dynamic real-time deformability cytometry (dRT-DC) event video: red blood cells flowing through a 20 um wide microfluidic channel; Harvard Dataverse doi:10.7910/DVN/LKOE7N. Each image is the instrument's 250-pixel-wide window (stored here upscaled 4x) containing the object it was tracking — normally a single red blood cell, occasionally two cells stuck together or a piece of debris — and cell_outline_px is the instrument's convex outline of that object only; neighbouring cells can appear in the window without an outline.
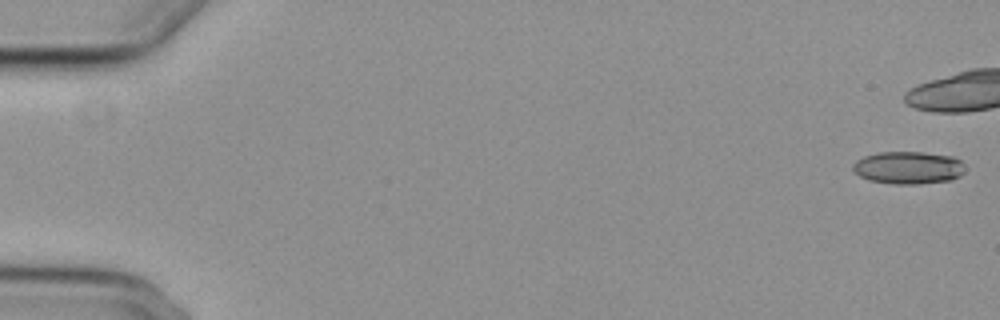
{"species": "common noctule bat (a hibernating species)", "species_latin": "Nyctalus noctula", "temperature_condition": "cold", "stored_images_in_passage": 44, "camera_frame_rate_fps": 3000, "um_per_image_px": 0.085, "animal": {"sex": "female", "body_mass_g": 29.2, "forearm_length_mm": 56.3}, "frame": {"image": 1, "passage_image": 1, "time_ms": 0.0, "image_size_px": [1000, 320], "cell_outline_px": [[968, 168], [960, 176], [952, 180], [920, 184], [896, 184], [868, 180], [860, 176], [852, 168], [852, 164], [856, 160], [864, 156], [876, 152], [924, 152], [952, 156], [960, 160]], "centroid_in_image_um": [77.24, 14.25], "position_along_channel_um": 7.8, "area_um2": 21.62}}
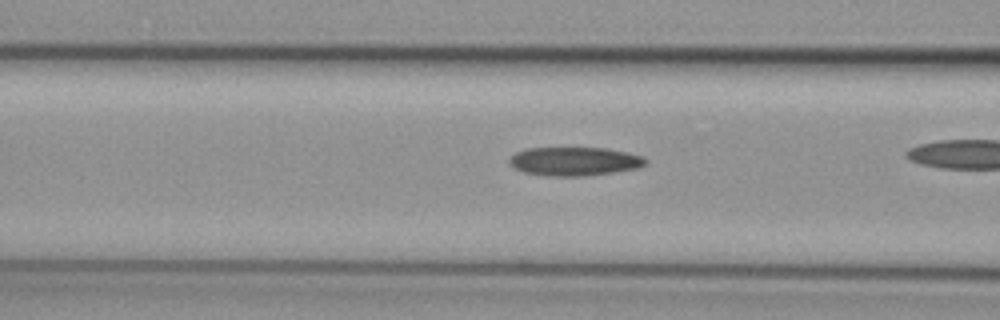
{"frame": {"image": 2, "passage_image": 23, "time_ms": 7.333, "image_size_px": [1000, 320], "cell_outline_px": [[648, 160], [640, 168], [612, 172], [580, 176], [548, 176], [524, 172], [508, 164], [508, 160], [516, 152], [528, 148], [604, 148], [628, 152], [644, 156]], "centroid_in_image_um": [48.84, 13.71], "position_along_channel_um": 117.8, "area_um2": 22.72}}
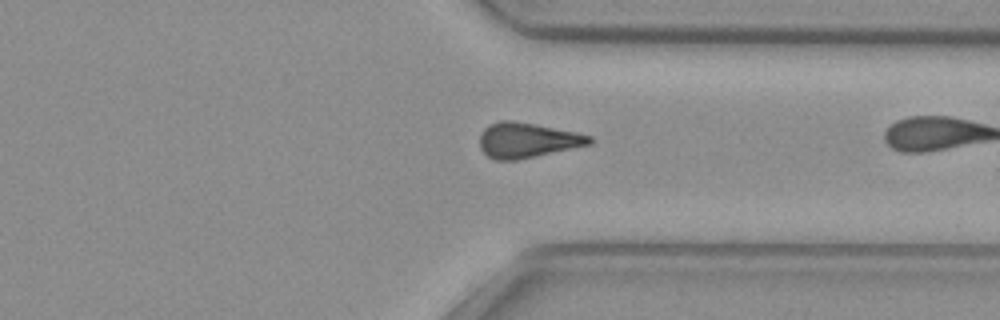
{"frame": {"image": 3, "passage_image": 43, "time_ms": 14.0, "image_size_px": [1000, 320], "cell_outline_px": [[592, 144], [536, 156], [516, 160], [496, 160], [488, 156], [480, 148], [480, 132], [488, 124], [500, 120], [512, 120], [536, 124], [576, 132], [592, 136]], "centroid_in_image_um": [44.8, 11.9], "position_along_channel_um": 366.6, "area_um2": 22.54}}